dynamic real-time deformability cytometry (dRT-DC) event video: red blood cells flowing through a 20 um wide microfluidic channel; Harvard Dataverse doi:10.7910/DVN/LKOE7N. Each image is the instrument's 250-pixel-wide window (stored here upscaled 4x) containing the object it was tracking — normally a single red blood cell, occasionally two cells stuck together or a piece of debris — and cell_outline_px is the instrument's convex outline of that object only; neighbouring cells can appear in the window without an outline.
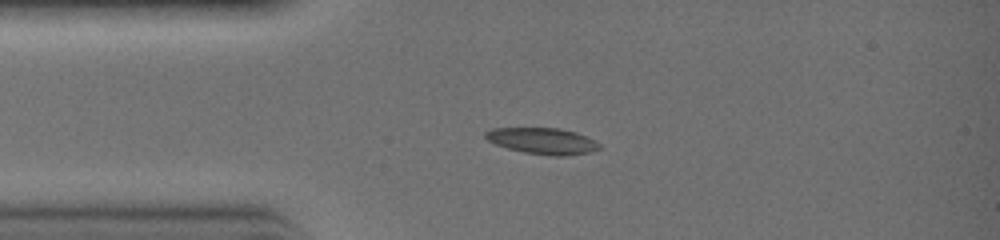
{"species": "common noctule bat (a hibernating species)", "species_latin": "Nyctalus noctula", "temperature_condition": "warm", "stored_images_in_passage": 31, "camera_frame_rate_fps": 3000, "um_per_image_px": 0.085, "animal": {"sex": "female", "body_mass_g": 19.0, "forearm_length_mm": 51.5}, "frame": {"image": 1, "passage_image": 7, "time_ms": 2.0, "image_size_px": [1000, 240], "cell_outline_px": [[604, 148], [588, 152], [564, 156], [552, 156], [524, 152], [508, 148], [496, 144], [488, 140], [484, 136], [484, 132], [492, 128], [560, 128], [576, 132], [596, 140]], "centroid_in_image_um": [46.15, 11.97], "position_along_channel_um": 38.8, "area_um2": 17.51}}
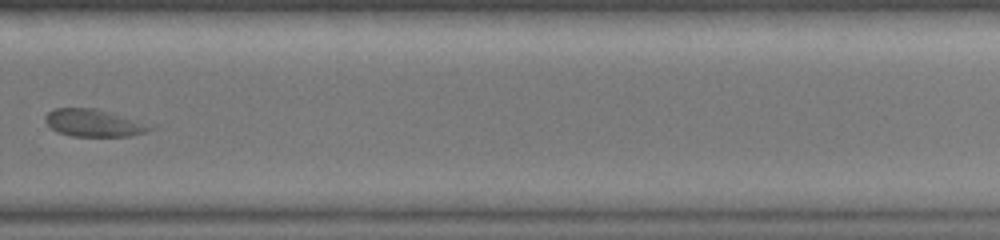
{"frame": {"image": 2, "passage_image": 22, "time_ms": 7.0, "image_size_px": [1000, 240], "cell_outline_px": [[148, 128], [144, 132], [132, 136], [72, 136], [60, 132], [52, 128], [44, 120], [44, 116], [52, 108], [96, 108], [128, 120]], "centroid_in_image_um": [7.72, 10.45], "position_along_channel_um": 322.1, "area_um2": 15.55}}
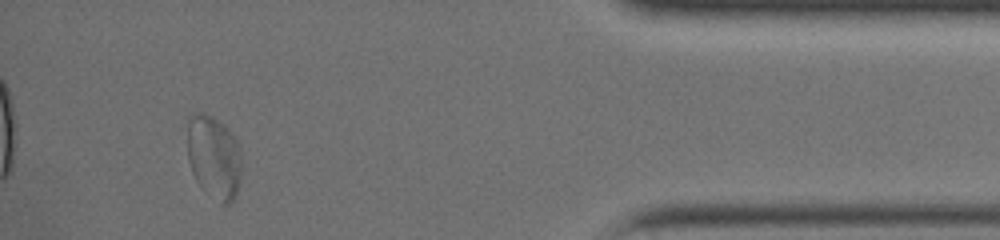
{"frame": {"image": 3, "passage_image": 29, "time_ms": 9.333, "image_size_px": [1000, 240], "cell_outline_px": [[240, 180], [236, 192], [232, 200], [228, 204], [224, 204], [200, 184], [196, 180], [192, 172], [188, 160], [184, 116], [192, 112], [204, 112], [212, 116], [224, 124], [232, 132], [240, 148]], "centroid_in_image_um": [18.11, 13.19], "position_along_channel_um": 417.1, "area_um2": 26.76}}